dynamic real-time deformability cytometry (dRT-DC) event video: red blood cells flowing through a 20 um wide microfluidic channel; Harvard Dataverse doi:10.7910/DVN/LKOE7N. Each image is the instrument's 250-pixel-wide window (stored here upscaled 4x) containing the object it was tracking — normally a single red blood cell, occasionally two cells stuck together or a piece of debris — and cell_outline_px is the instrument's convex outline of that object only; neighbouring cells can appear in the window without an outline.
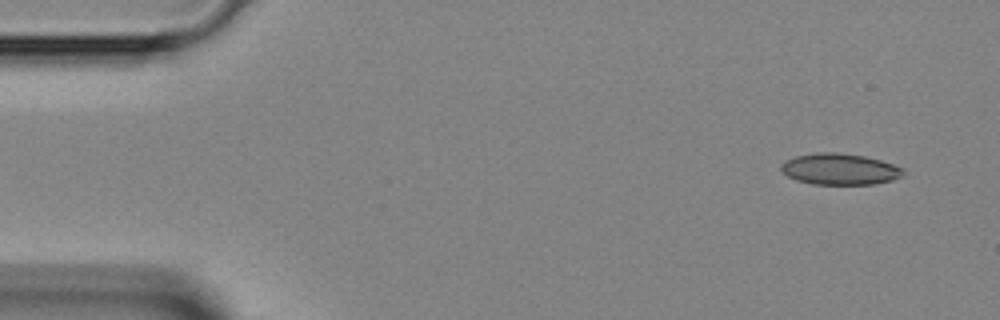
{"species": "Egyptian fruit bat (a non-hibernating species)", "species_latin": "Rousettus aegyptiacus", "temperature_condition": "room temperature", "stored_images_in_passage": 41, "camera_frame_rate_fps": 3000, "um_per_image_px": 0.085, "animal": {"sex": "female"}, "frame": {"image": 1, "passage_image": 1, "time_ms": 0.0, "image_size_px": [1000, 320], "cell_outline_px": [[904, 172], [900, 176], [892, 180], [876, 184], [812, 184], [796, 180], [788, 176], [780, 168], [780, 164], [784, 160], [796, 156], [816, 152], [836, 152], [864, 156], [880, 160], [904, 168]], "centroid_in_image_um": [71.35, 14.37], "position_along_channel_um": 13.6, "area_um2": 22.25}}
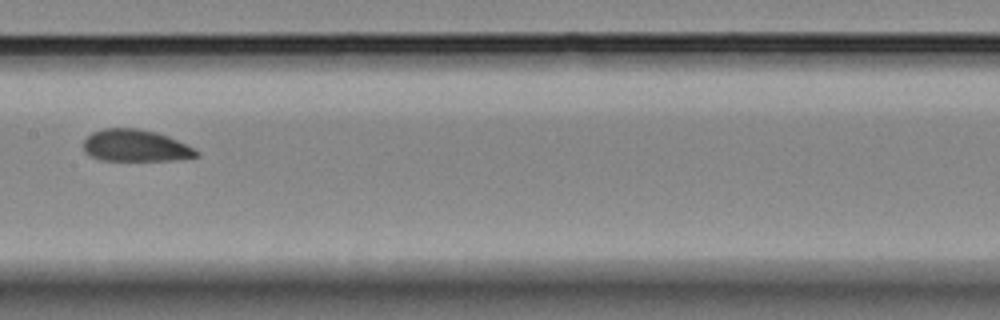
{"frame": {"image": 2, "passage_image": 20, "time_ms": 6.333, "image_size_px": [1000, 320], "cell_outline_px": [[200, 156], [172, 160], [100, 160], [88, 156], [84, 152], [84, 140], [92, 132], [104, 128], [136, 128], [156, 132], [168, 136], [200, 152]], "centroid_in_image_um": [11.48, 12.38], "position_along_channel_um": 195.9, "area_um2": 20.92}}
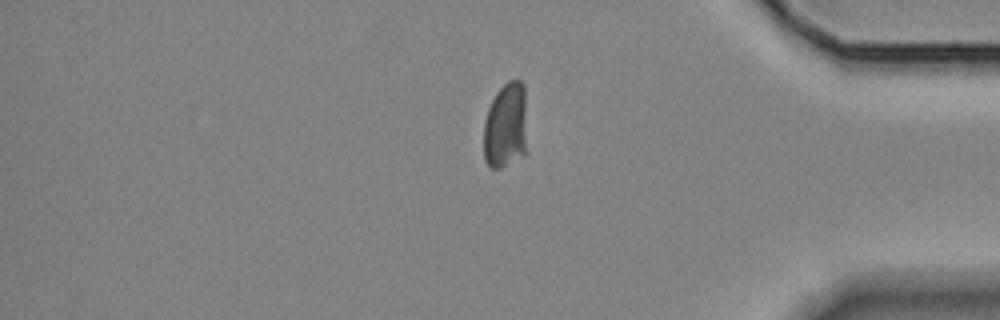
{"frame": {"image": 3, "passage_image": 35, "time_ms": 11.333, "image_size_px": [1000, 320], "cell_outline_px": [[524, 156], [500, 168], [492, 168], [484, 160], [484, 120], [488, 108], [496, 92], [508, 80], [520, 80], [524, 84]], "centroid_in_image_um": [42.94, 10.69], "position_along_channel_um": 392.3, "area_um2": 21.44}}